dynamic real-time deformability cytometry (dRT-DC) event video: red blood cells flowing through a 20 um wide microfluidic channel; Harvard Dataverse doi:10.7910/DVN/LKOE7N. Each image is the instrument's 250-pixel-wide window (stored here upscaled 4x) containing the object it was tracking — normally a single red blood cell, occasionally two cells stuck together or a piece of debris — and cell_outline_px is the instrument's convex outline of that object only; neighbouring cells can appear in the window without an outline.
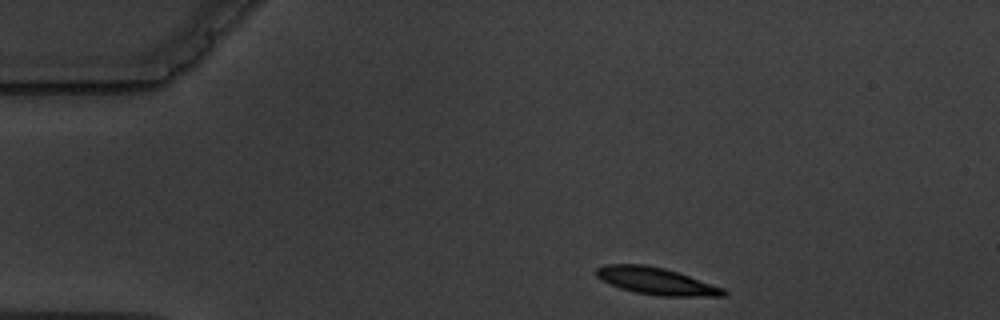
{"species": "common noctule bat (a hibernating species)", "species_latin": "Nyctalus noctula", "temperature_condition": "warm", "stored_images_in_passage": 3, "camera_frame_rate_fps": 3000, "um_per_image_px": 0.085, "animal": {"sex": "male", "body_mass_g": 19.5, "forearm_length_mm": 54.6}, "frame": {"image": 1, "passage_image": 1, "time_ms": 0.0, "image_size_px": [1000, 320], "cell_outline_px": [[728, 296], [660, 296], [636, 292], [620, 288], [596, 276], [596, 268], [604, 264], [644, 264], [664, 268], [724, 288], [728, 292]], "centroid_in_image_um": [55.79, 23.89], "position_along_channel_um": 29.2, "area_um2": 19.83}}